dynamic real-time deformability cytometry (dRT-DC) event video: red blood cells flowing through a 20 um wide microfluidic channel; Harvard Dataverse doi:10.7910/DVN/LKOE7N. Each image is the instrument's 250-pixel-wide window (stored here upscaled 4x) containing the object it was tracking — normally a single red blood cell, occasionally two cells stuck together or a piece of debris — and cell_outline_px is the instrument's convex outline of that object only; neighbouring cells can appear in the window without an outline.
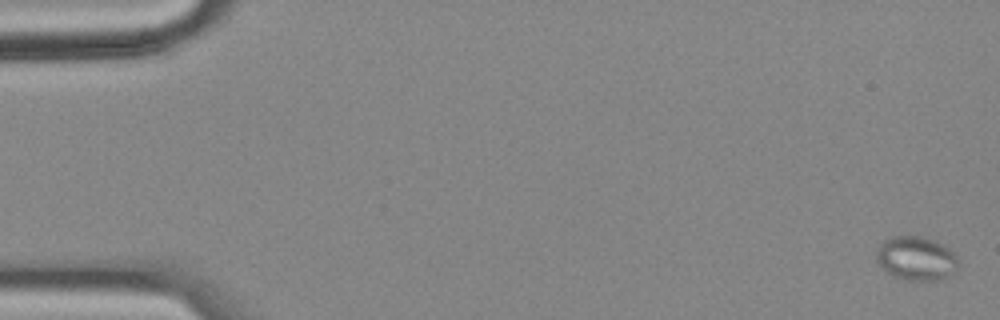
{"species": "common noctule bat (a hibernating species)", "species_latin": "Nyctalus noctula", "temperature_condition": "cold", "stored_images_in_passage": 59, "camera_frame_rate_fps": 3000, "um_per_image_px": 0.085, "animal": {"sex": "female", "body_mass_g": 18.4}, "frame": {"image": 1, "passage_image": 2, "time_ms": 0.333, "image_size_px": [1000, 320], "cell_outline_px": [[956, 268], [948, 276], [940, 280], [900, 280], [888, 272], [876, 260], [876, 256], [880, 244], [884, 240], [892, 236], [920, 236], [936, 240], [944, 244], [956, 256]], "centroid_in_image_um": [77.86, 21.95], "position_along_channel_um": 7.1, "area_um2": 20.81}}
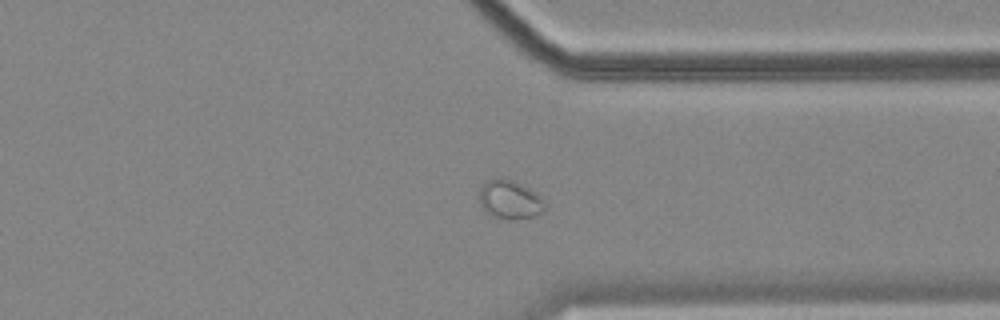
{"frame": {"image": 2, "passage_image": 45, "time_ms": 14.667, "image_size_px": [1000, 320], "cell_outline_px": [[548, 204], [540, 212], [532, 216], [496, 216], [484, 212], [480, 204], [480, 188], [488, 180], [496, 176], [500, 176], [512, 180], [528, 188]], "centroid_in_image_um": [43.29, 16.89], "position_along_channel_um": 368.1, "area_um2": 14.1}}
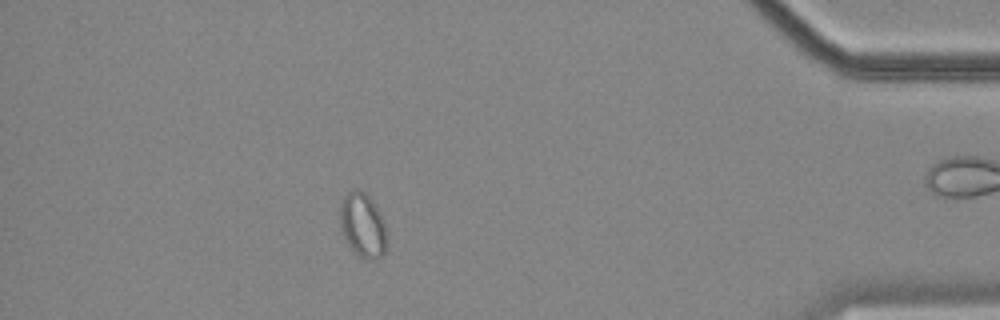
{"frame": {"image": 3, "passage_image": 52, "time_ms": 17.0, "image_size_px": [1000, 320], "cell_outline_px": [[384, 252], [380, 256], [360, 256], [348, 244], [340, 228], [340, 204], [344, 196], [348, 192], [356, 188], [364, 192], [372, 200], [384, 224]], "centroid_in_image_um": [30.76, 19.05], "position_along_channel_um": 404.4, "area_um2": 16.59}}